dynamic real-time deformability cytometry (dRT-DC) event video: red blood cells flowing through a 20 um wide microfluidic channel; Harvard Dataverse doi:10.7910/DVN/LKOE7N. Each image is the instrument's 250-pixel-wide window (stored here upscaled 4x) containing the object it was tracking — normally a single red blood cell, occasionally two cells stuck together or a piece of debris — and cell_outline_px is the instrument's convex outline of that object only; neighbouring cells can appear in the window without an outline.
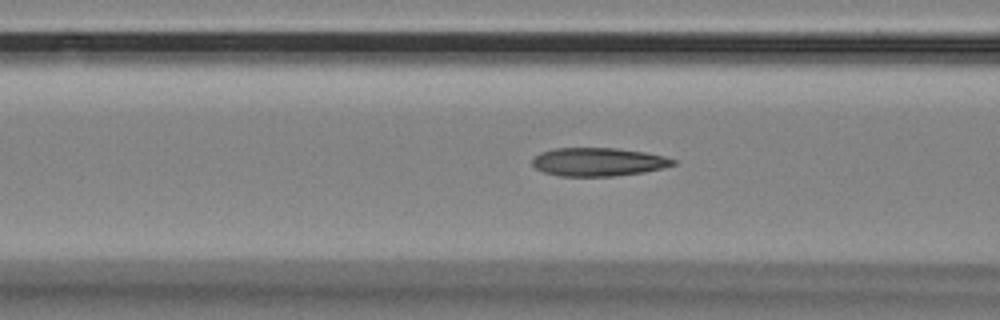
{"species": "Egyptian fruit bat (a non-hibernating species)", "species_latin": "Rousettus aegyptiacus", "temperature_condition": "room temperature", "stored_images_in_passage": 50, "camera_frame_rate_fps": 3000, "um_per_image_px": 0.085, "animal": {"sex": "female"}, "frame": {"image": 1, "passage_image": 16, "time_ms": 5.0, "image_size_px": [1000, 320], "cell_outline_px": [[676, 164], [644, 172], [612, 176], [560, 176], [544, 172], [536, 168], [532, 164], [532, 160], [540, 152], [556, 148], [616, 148], [644, 152], [664, 156], [676, 160]], "centroid_in_image_um": [50.84, 13.76], "position_along_channel_um": 115.8, "area_um2": 23.12}}
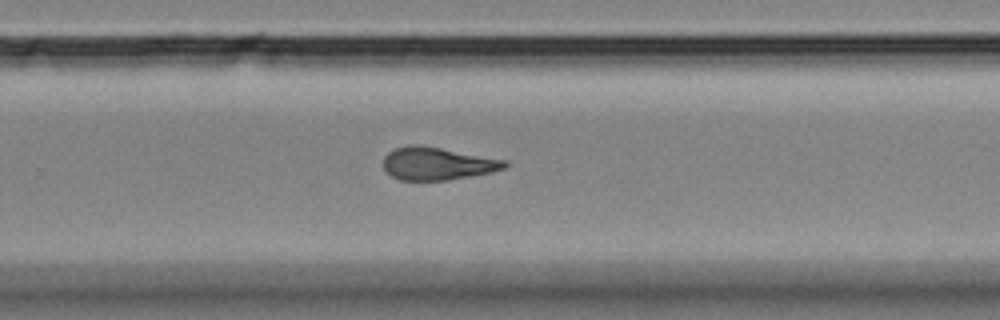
{"frame": {"image": 2, "passage_image": 31, "time_ms": 10.0, "image_size_px": [1000, 320], "cell_outline_px": [[508, 164], [504, 168], [492, 172], [448, 180], [400, 180], [392, 176], [384, 168], [384, 156], [388, 152], [396, 148], [408, 144], [416, 144], [440, 148], [508, 160]], "centroid_in_image_um": [37.18, 13.9], "position_along_channel_um": 292.6, "area_um2": 23.06}}
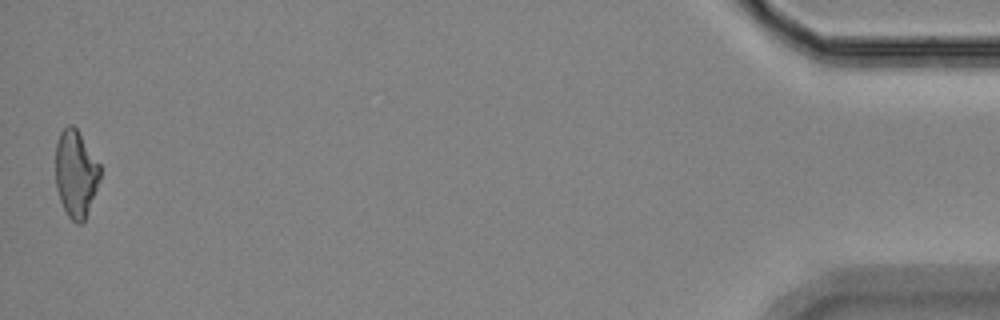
{"frame": {"image": 3, "passage_image": 50, "time_ms": 16.333, "image_size_px": [1000, 320], "cell_outline_px": [[100, 180], [84, 220], [80, 224], [76, 224], [68, 216], [60, 200], [56, 188], [56, 144], [60, 132], [68, 124], [72, 124], [76, 128], [100, 164]], "centroid_in_image_um": [6.44, 14.75], "position_along_channel_um": 428.8, "area_um2": 22.43}, "authors_computed_cell_mechanics": {"area_um2": 23.12, "velocity_mm_per_s": 3.5377, "shape_relaxation_time_tau1_ms": 8.7453, "shape_relaxation_time_tau2_ms": 3.2255, "deformation_change_tau1": 0.2162, "deformation_change_tau2": 0.1194}}